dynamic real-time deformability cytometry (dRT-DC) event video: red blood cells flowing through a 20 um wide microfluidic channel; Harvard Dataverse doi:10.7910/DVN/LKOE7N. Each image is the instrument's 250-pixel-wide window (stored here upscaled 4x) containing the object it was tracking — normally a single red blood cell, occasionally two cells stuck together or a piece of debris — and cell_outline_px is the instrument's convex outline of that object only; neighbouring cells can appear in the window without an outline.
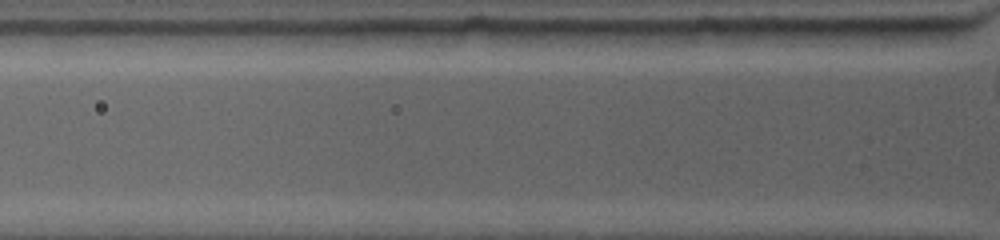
{"species": "common noctule bat (a hibernating species)", "species_latin": "Nyctalus noctula", "temperature_condition": "warm", "stored_images_in_passage": 2, "segment_of_instrument_passage": [2, 2], "camera_frame_rate_fps": 4500, "um_per_image_px": 0.085, "animal": {"sex": "female", "body_mass_g": 19.0, "forearm_length_mm": 53.3}, "frame": {"image": 1, "passage_image": 2, "time_ms": 0.444, "image_size_px": [1000, 240], "cell_outline_px": [[956, 32], [944, 44], [896, 48], [844, 48], [804, 44], [792, 28], [948, 28]], "centroid_in_image_um": [74.29, 3.16], "position_along_channel_um": 51.5, "area_um2": 20.4}}